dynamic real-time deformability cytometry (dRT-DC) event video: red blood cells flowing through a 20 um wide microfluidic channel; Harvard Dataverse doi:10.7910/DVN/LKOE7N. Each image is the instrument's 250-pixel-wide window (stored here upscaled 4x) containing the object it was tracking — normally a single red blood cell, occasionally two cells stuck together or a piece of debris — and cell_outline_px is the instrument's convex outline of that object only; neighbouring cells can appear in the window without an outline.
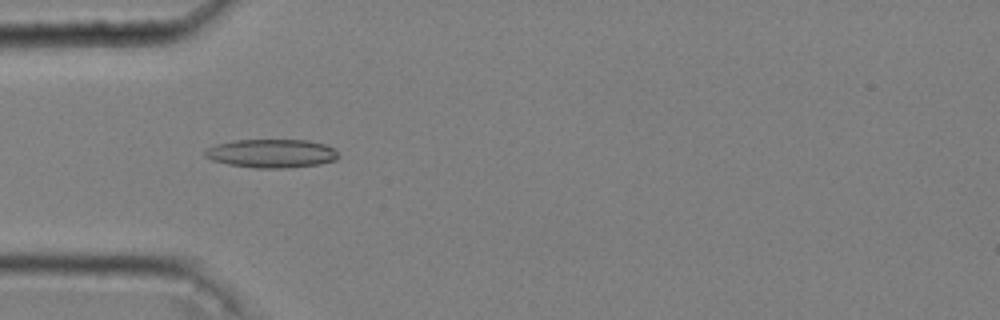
{"species": "common noctule bat (a hibernating species)", "species_latin": "Nyctalus noctula", "temperature_condition": "cold", "stored_images_in_passage": 53, "camera_frame_rate_fps": 3000, "um_per_image_px": 0.085, "animal": {"sex": "male", "body_mass_g": 20.4}, "frame": {"image": 1, "passage_image": 17, "time_ms": 5.333, "image_size_px": [1000, 320], "cell_outline_px": [[340, 156], [336, 160], [320, 164], [288, 168], [256, 168], [228, 164], [212, 160], [204, 156], [204, 152], [208, 148], [216, 144], [232, 140], [308, 140], [324, 144], [336, 148]], "centroid_in_image_um": [23.12, 13.04], "position_along_channel_um": 61.9, "area_um2": 22.43}}
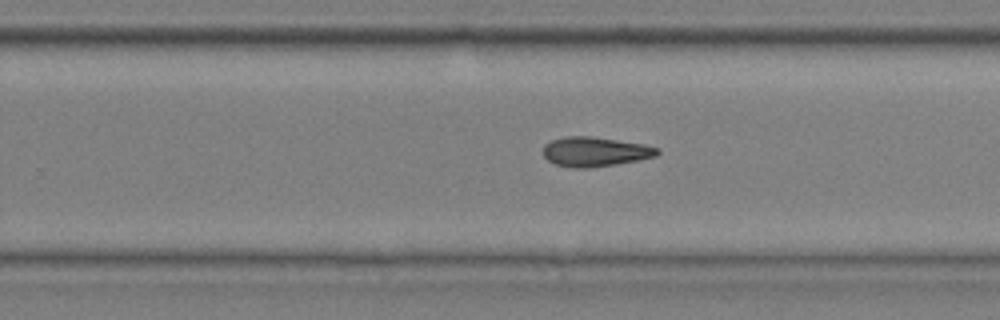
{"frame": {"image": 2, "passage_image": 35, "time_ms": 11.333, "image_size_px": [1000, 320], "cell_outline_px": [[660, 152], [656, 156], [616, 164], [588, 168], [572, 168], [556, 164], [548, 160], [544, 156], [544, 144], [552, 140], [564, 136], [592, 136], [644, 144], [660, 148]], "centroid_in_image_um": [50.58, 12.89], "position_along_channel_um": 279.2, "area_um2": 19.65}}
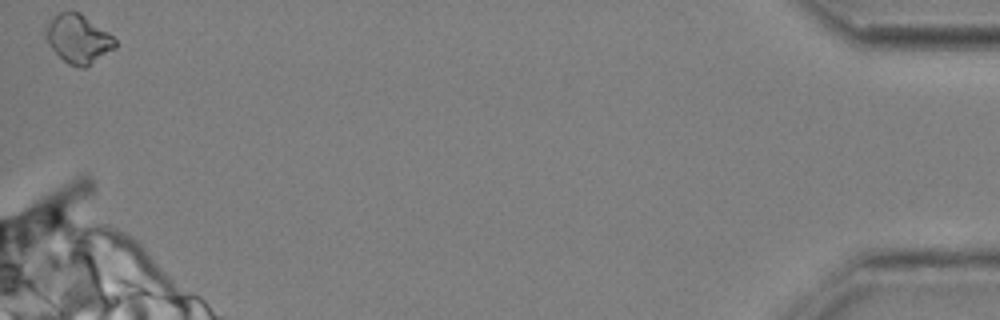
{"frame": {"image": 3, "passage_image": 53, "time_ms": 17.333, "image_size_px": [1000, 320], "cell_outline_px": [[116, 48], [84, 68], [80, 68], [68, 64], [48, 44], [44, 32], [48, 24], [60, 12], [80, 12], [108, 32], [116, 40]], "centroid_in_image_um": [6.67, 3.32], "position_along_channel_um": 428.5, "area_um2": 19.36}, "authors_computed_cell_mechanics": {"area_um2": 19.7098, "velocity_mm_per_s": 3.6457, "shape_relaxation_time_tau1_ms": 11.3644, "shape_relaxation_time_tau2_ms": 10.9747, "deformation_change_tau1": 0.2164, "deformation_change_tau2": 0.2146}}